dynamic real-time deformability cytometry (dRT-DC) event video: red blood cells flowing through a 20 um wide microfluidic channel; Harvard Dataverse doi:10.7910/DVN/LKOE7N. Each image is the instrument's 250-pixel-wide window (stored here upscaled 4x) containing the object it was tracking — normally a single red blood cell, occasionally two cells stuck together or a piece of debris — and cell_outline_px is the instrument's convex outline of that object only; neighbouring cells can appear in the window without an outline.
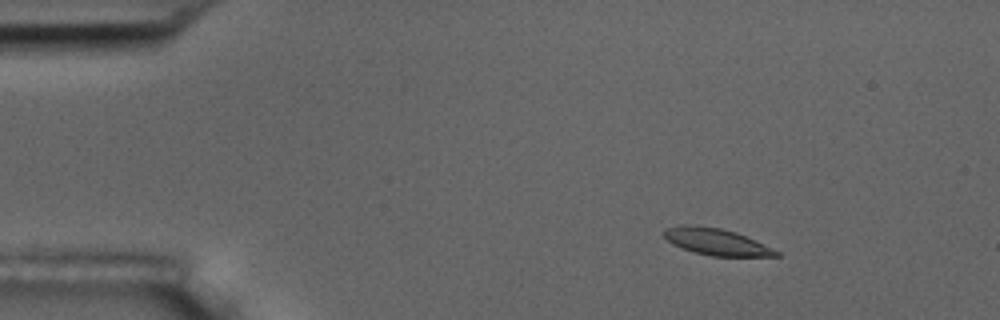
{"species": "common noctule bat (a hibernating species)", "species_latin": "Nyctalus noctula", "temperature_condition": "room temperature", "stored_images_in_passage": 4, "camera_frame_rate_fps": 3000, "um_per_image_px": 0.085, "animal": {"sex": "male", "body_mass_g": 17.5, "forearm_length_mm": 52.3}, "frame": {"image": 1, "passage_image": 2, "time_ms": 1.0, "image_size_px": [1000, 320], "cell_outline_px": [[780, 256], [712, 256], [692, 252], [672, 244], [664, 236], [664, 228], [680, 224], [696, 224], [720, 228], [736, 232], [780, 252]], "centroid_in_image_um": [60.82, 20.53], "position_along_channel_um": 24.2, "area_um2": 17.46}}